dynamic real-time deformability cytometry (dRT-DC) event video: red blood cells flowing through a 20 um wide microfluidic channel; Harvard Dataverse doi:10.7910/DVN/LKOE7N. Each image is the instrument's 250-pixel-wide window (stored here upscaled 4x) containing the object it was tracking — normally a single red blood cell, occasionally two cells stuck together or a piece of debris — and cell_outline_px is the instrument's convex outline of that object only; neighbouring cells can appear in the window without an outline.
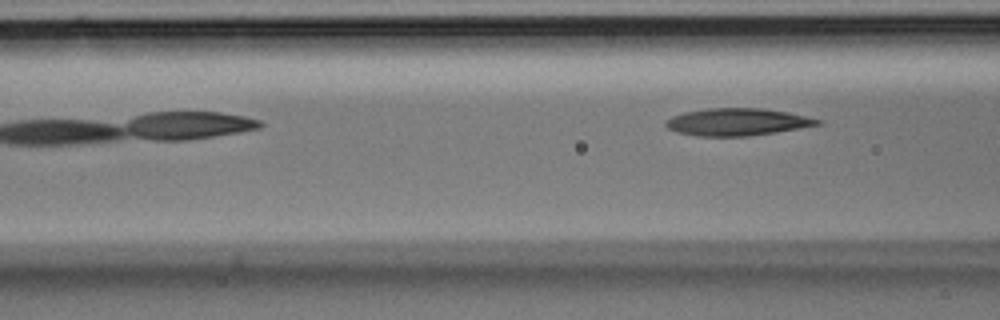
{"species": "Egyptian fruit bat (a non-hibernating species)", "species_latin": "Rousettus aegyptiacus", "temperature_condition": "room temperature", "stored_images_in_passage": 5, "camera_frame_rate_fps": 3000, "um_per_image_px": 0.085, "animal": {"sex": "male"}, "frame": {"image": 1, "passage_image": 5, "time_ms": 1.333, "image_size_px": [1000, 320], "cell_outline_px": [[824, 124], [776, 132], [748, 136], [696, 136], [676, 132], [668, 128], [664, 124], [664, 120], [672, 116], [684, 112], [708, 108], [760, 108], [788, 112], [824, 120]], "centroid_in_image_um": [62.67, 10.36], "position_along_channel_um": 103.9, "area_um2": 24.33}}